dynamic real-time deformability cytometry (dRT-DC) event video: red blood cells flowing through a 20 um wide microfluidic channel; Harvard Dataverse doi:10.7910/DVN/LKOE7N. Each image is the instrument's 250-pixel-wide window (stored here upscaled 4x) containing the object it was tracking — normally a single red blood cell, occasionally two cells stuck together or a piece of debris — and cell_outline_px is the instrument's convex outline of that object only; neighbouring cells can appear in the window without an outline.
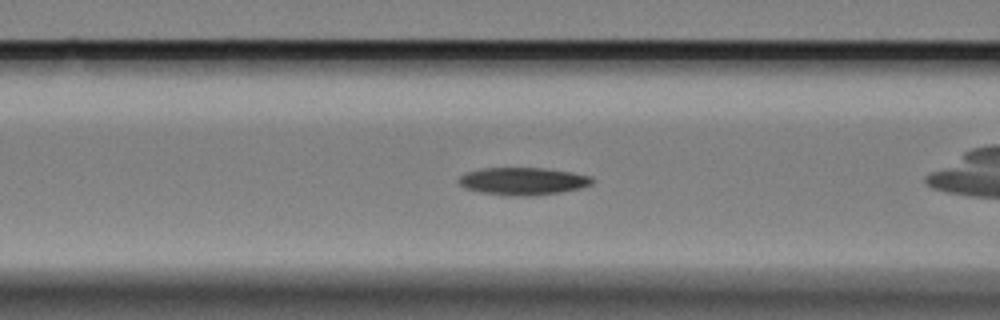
{"species": "Egyptian fruit bat (a non-hibernating species)", "species_latin": "Rousettus aegyptiacus", "temperature_condition": "cold", "stored_images_in_passage": 43, "camera_frame_rate_fps": 3000, "um_per_image_px": 0.085, "animal": {"sex": "female"}, "frame": {"image": 1, "passage_image": 8, "time_ms": 2.333, "image_size_px": [1000, 320], "cell_outline_px": [[596, 180], [592, 184], [580, 188], [560, 192], [536, 196], [508, 196], [480, 192], [464, 188], [456, 180], [460, 176], [468, 172], [484, 168], [544, 168], [572, 172], [592, 176]], "centroid_in_image_um": [44.48, 15.41], "position_along_channel_um": 122.1, "area_um2": 21.62}}
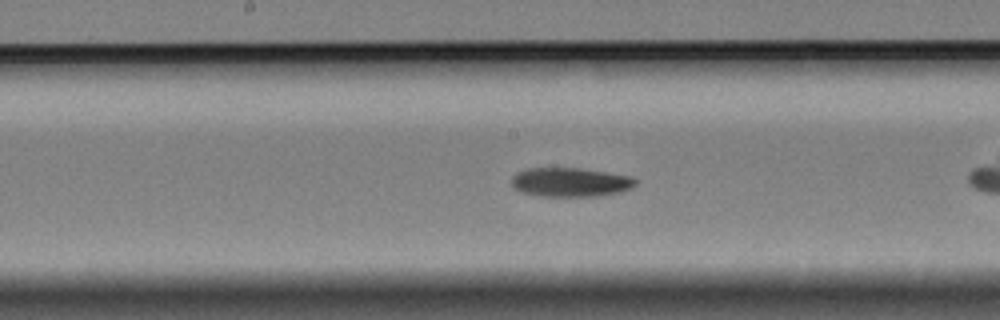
{"frame": {"image": 2, "passage_image": 15, "time_ms": 4.667, "image_size_px": [1000, 320], "cell_outline_px": [[636, 184], [632, 188], [620, 192], [600, 196], [540, 196], [520, 192], [512, 184], [512, 176], [516, 172], [528, 168], [580, 168], [632, 176], [636, 180]], "centroid_in_image_um": [48.49, 15.48], "position_along_channel_um": 199.7, "area_um2": 21.1}}
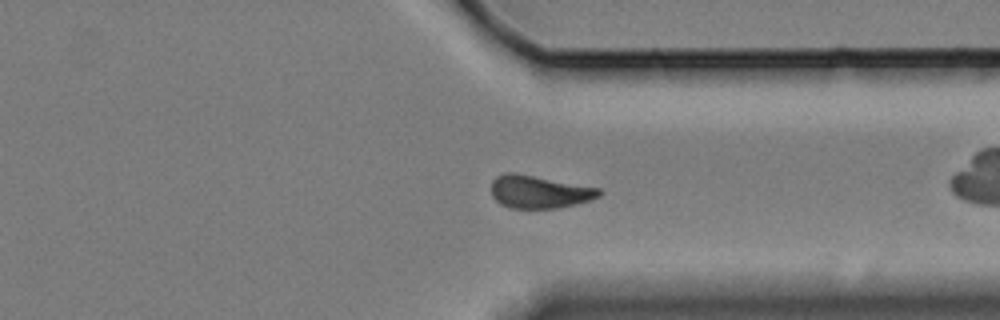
{"frame": {"image": 3, "passage_image": 30, "time_ms": 9.667, "image_size_px": [1000, 320], "cell_outline_px": [[604, 192], [600, 196], [592, 200], [576, 204], [556, 208], [512, 208], [500, 204], [492, 196], [492, 180], [496, 176], [504, 172], [516, 172], [600, 188]], "centroid_in_image_um": [45.85, 16.29], "position_along_channel_um": 365.5, "area_um2": 20.87}}